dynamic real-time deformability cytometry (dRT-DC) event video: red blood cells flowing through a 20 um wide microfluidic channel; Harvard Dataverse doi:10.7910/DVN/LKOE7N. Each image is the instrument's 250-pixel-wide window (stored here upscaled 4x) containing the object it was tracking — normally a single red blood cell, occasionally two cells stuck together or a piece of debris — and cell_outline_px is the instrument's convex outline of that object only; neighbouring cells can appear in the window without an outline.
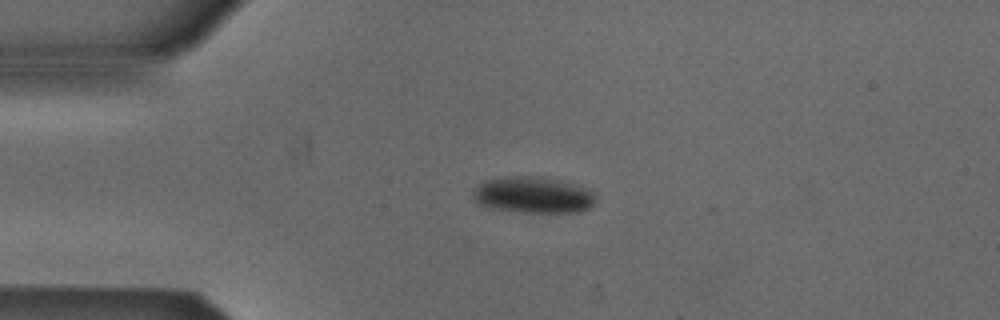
{"species": "Egyptian fruit bat (a non-hibernating species)", "species_latin": "Rousettus aegyptiacus", "temperature_condition": "cold", "stored_images_in_passage": 41, "camera_frame_rate_fps": 3000, "um_per_image_px": 0.085, "animal": {"sex": "male"}, "frame": {"image": 1, "passage_image": 1, "time_ms": 0.0, "image_size_px": [1000, 320], "cell_outline_px": [[596, 200], [588, 208], [580, 212], [520, 212], [488, 208], [472, 200], [472, 192], [476, 184], [484, 180], [504, 176], [540, 176], [580, 184], [588, 188], [592, 192]], "centroid_in_image_um": [45.27, 16.55], "position_along_channel_um": 39.7, "area_um2": 26.59}}
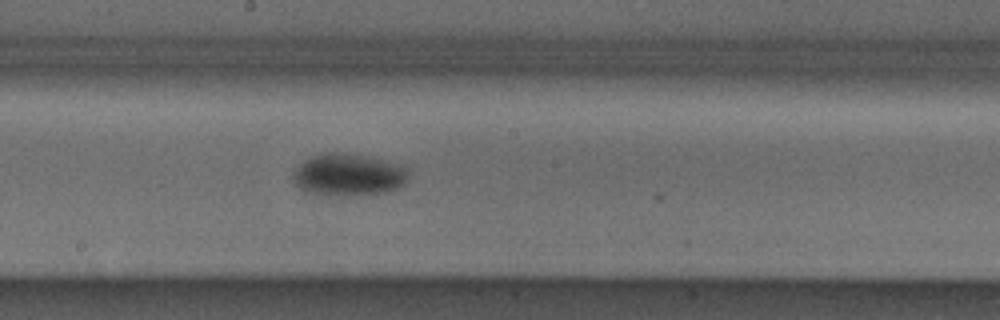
{"frame": {"image": 2, "passage_image": 17, "time_ms": 5.333, "image_size_px": [1000, 320], "cell_outline_px": [[408, 176], [404, 184], [396, 188], [384, 192], [304, 192], [292, 180], [292, 172], [300, 164], [312, 156], [328, 152], [336, 152], [364, 156], [404, 164], [408, 168]], "centroid_in_image_um": [29.63, 14.79], "position_along_channel_um": 218.6, "area_um2": 27.17}}
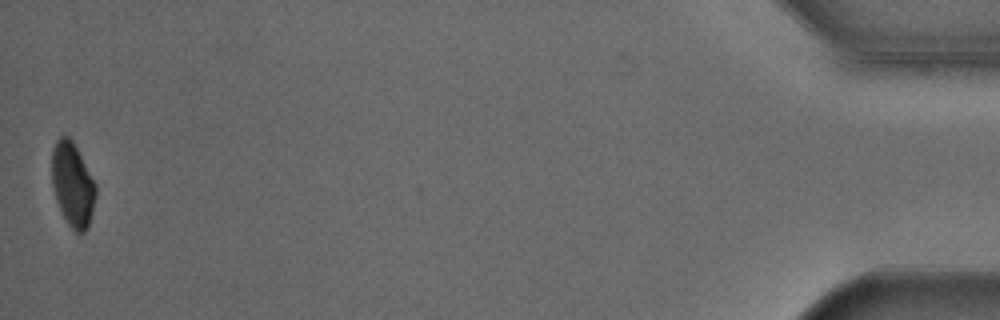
{"frame": {"image": 3, "passage_image": 41, "time_ms": 13.333, "image_size_px": [1000, 320], "cell_outline_px": [[96, 196], [88, 228], [84, 232], [76, 232], [68, 224], [56, 200], [52, 184], [52, 148], [56, 140], [60, 136], [68, 136], [72, 140], [96, 184]], "centroid_in_image_um": [6.17, 15.68], "position_along_channel_um": 429.0, "area_um2": 21.33}, "authors_computed_cell_mechanics": {"area_um2": 26.4724, "velocity_mm_per_s": 3.8759, "shape_relaxation_time_tau1_ms": 2.5423, "shape_relaxation_time_tau2_ms": null, "deformation_change_tau1": 0.0673, "deformation_change_tau2": null}}